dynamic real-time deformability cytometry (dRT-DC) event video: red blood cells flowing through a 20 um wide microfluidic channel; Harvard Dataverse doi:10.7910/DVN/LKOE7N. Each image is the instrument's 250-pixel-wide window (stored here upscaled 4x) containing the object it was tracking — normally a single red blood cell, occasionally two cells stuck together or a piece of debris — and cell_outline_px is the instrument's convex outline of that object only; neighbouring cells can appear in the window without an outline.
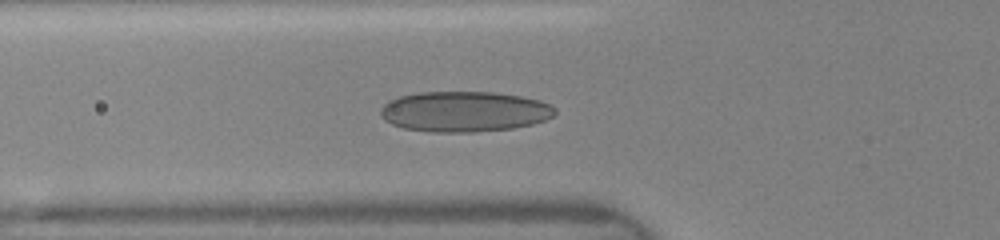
{"species": "human", "species_latin": "Homo sapiens", "temperature_condition": "room temperature", "stored_images_in_passage": 31, "camera_frame_rate_fps": 3000, "um_per_image_px": 0.085, "donor": {"sex": "female"}, "frame": {"image": 1, "passage_image": 3, "time_ms": 0.333, "image_size_px": [1000, 240], "cell_outline_px": [[556, 112], [552, 116], [544, 120], [532, 124], [512, 128], [472, 132], [432, 132], [404, 128], [392, 124], [384, 120], [380, 116], [380, 108], [388, 100], [400, 96], [420, 92], [492, 92], [520, 96], [540, 100], [552, 104], [556, 108]], "centroid_in_image_um": [39.46, 9.48], "position_along_channel_um": 86.3, "area_um2": 41.27}}
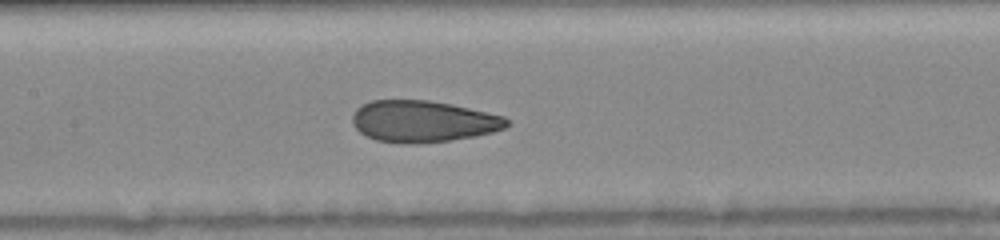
{"frame": {"image": 2, "passage_image": 12, "time_ms": 2.333, "image_size_px": [1000, 240], "cell_outline_px": [[512, 124], [504, 128], [492, 132], [476, 136], [448, 140], [416, 144], [400, 144], [376, 140], [360, 132], [352, 124], [352, 116], [356, 108], [372, 100], [428, 100], [452, 104], [504, 116]], "centroid_in_image_um": [35.95, 10.32], "position_along_channel_um": 171.4, "area_um2": 37.51}}
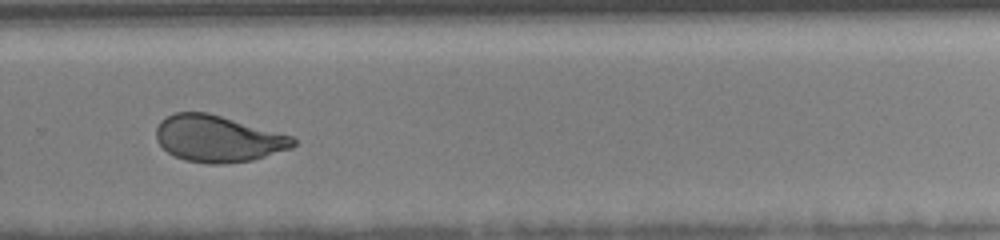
{"frame": {"image": 3, "passage_image": 28, "time_ms": 5.667, "image_size_px": [1000, 240], "cell_outline_px": [[296, 144], [292, 148], [252, 160], [224, 164], [208, 164], [184, 160], [168, 152], [156, 140], [156, 128], [160, 120], [176, 112], [208, 112], [292, 136], [296, 140]], "centroid_in_image_um": [18.52, 11.79], "position_along_channel_um": 311.3, "area_um2": 37.11}}